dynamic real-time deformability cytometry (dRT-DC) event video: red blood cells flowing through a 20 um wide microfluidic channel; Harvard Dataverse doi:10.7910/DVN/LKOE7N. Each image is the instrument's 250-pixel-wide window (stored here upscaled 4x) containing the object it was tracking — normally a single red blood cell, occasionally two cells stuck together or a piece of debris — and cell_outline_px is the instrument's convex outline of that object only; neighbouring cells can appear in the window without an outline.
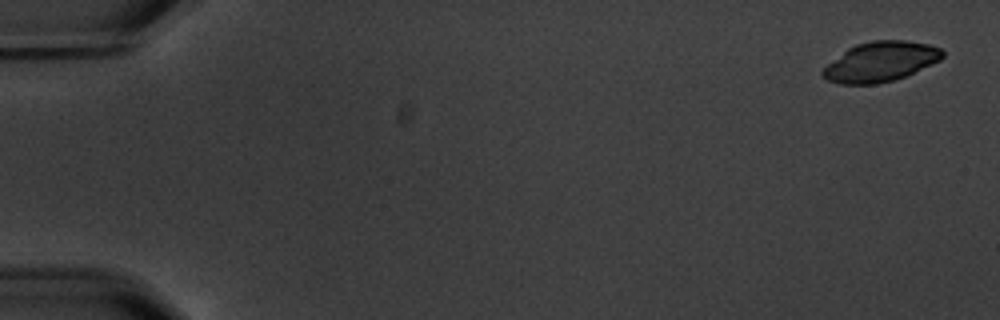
{"species": "common noctule bat (a hibernating species)", "species_latin": "Nyctalus noctula", "temperature_condition": "warm", "stored_images_in_passage": 5, "camera_frame_rate_fps": 3000, "um_per_image_px": 0.085, "animal": {"sex": "male", "body_mass_g": 20.1, "forearm_length_mm": 53.5}, "frame": {"image": 1, "passage_image": 1, "time_ms": 0.0, "image_size_px": [1000, 320], "cell_outline_px": [[944, 56], [940, 60], [932, 64], [904, 76], [892, 80], [876, 84], [840, 84], [828, 80], [820, 76], [820, 72], [828, 64], [848, 48], [856, 44], [872, 40], [908, 40], [928, 44], [940, 48], [944, 52]], "centroid_in_image_um": [74.84, 5.24], "position_along_channel_um": 10.2, "area_um2": 27.69}}